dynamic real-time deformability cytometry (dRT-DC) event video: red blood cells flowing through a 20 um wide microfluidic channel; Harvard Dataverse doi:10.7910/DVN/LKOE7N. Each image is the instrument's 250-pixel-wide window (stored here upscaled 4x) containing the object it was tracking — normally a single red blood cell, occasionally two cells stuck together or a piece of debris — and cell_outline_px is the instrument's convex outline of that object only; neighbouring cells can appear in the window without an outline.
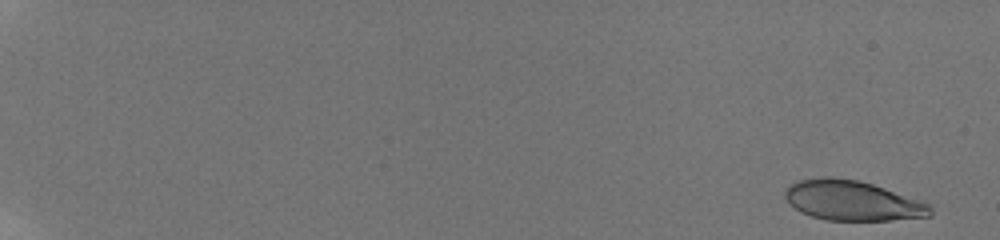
{"species": "human", "species_latin": "Homo sapiens", "temperature_condition": "room temperature", "stored_images_in_passage": 43, "camera_frame_rate_fps": 3000, "um_per_image_px": 0.085, "donor": {"sex": "male"}, "frame": {"image": 1, "passage_image": 1, "time_ms": 0.0, "image_size_px": [1000, 240], "cell_outline_px": [[932, 216], [892, 220], [824, 220], [800, 212], [784, 196], [784, 192], [796, 180], [824, 176], [832, 176], [860, 180], [920, 200], [928, 204], [932, 208]], "centroid_in_image_um": [72.45, 17.04], "position_along_channel_um": 12.5, "area_um2": 33.81}}
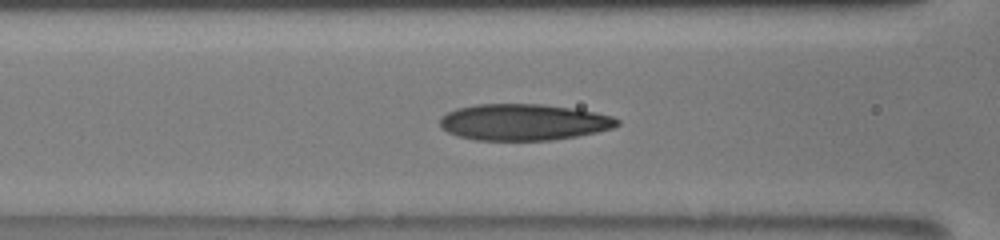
{"frame": {"image": 2, "passage_image": 19, "time_ms": 8.667, "image_size_px": [1000, 240], "cell_outline_px": [[620, 124], [612, 128], [596, 132], [576, 136], [552, 140], [476, 140], [460, 136], [448, 132], [440, 124], [440, 120], [448, 112], [456, 108], [476, 104], [544, 104], [576, 108], [596, 112], [612, 116], [620, 120]], "centroid_in_image_um": [44.55, 10.37], "position_along_channel_um": 122.0, "area_um2": 37.57}}
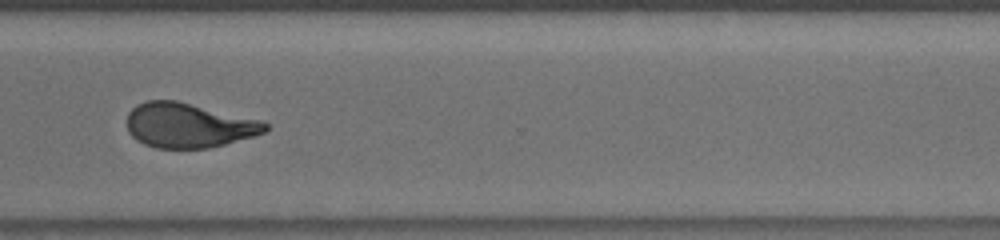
{"frame": {"image": 3, "passage_image": 32, "time_ms": 14.667, "image_size_px": [1000, 240], "cell_outline_px": [[268, 128], [264, 132], [252, 136], [224, 144], [208, 148], [156, 148], [144, 144], [136, 140], [128, 132], [128, 112], [136, 104], [148, 100], [176, 100], [260, 120], [268, 124]], "centroid_in_image_um": [15.98, 10.65], "position_along_channel_um": 354.6, "area_um2": 35.78}, "authors_computed_cell_mechanics": {"area_um2": 36.0672, "velocity_mm_per_s": 3.8797, "shape_relaxation_time_tau1_ms": null, "shape_relaxation_time_tau2_ms": 1.5381, "deformation_change_tau1": null, "deformation_change_tau2": 0.0875}}